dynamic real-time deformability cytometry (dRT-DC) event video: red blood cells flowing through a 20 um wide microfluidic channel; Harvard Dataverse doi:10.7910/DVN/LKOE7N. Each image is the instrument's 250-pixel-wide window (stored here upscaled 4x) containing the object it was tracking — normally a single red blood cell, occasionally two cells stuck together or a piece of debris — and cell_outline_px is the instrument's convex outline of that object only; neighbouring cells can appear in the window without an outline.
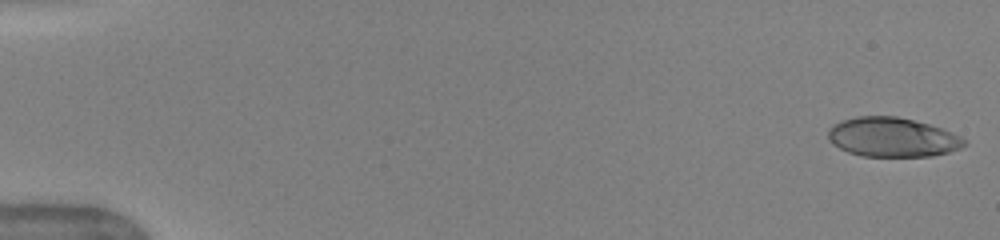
{"species": "human", "species_latin": "Homo sapiens", "temperature_condition": "warm", "stored_images_in_passage": 50, "camera_frame_rate_fps": 3000, "um_per_image_px": 0.085, "donor": {"sex": "female"}, "frame": {"image": 1, "passage_image": 1, "time_ms": 0.0, "image_size_px": [1000, 240], "cell_outline_px": [[968, 144], [960, 148], [948, 152], [932, 156], [860, 156], [848, 152], [832, 144], [828, 140], [828, 128], [832, 124], [856, 116], [896, 116], [928, 124], [952, 132], [960, 136]], "centroid_in_image_um": [75.82, 11.67], "position_along_channel_um": 9.2, "area_um2": 31.21}}
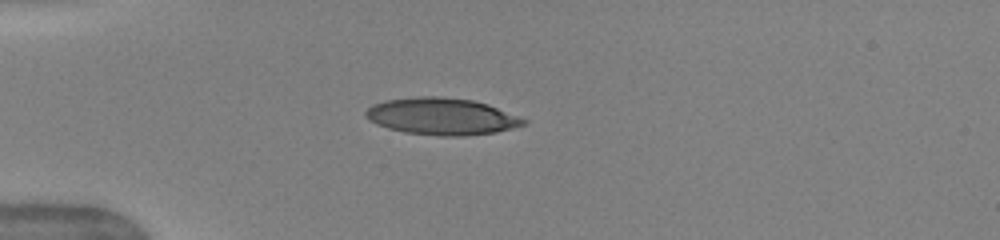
{"frame": {"image": 2, "passage_image": 14, "time_ms": 4.333, "image_size_px": [1000, 240], "cell_outline_px": [[528, 124], [496, 132], [464, 136], [440, 136], [404, 132], [388, 128], [376, 124], [368, 120], [364, 116], [364, 112], [372, 104], [384, 100], [416, 96], [440, 96], [472, 100], [488, 104], [528, 120]], "centroid_in_image_um": [37.52, 9.89], "position_along_channel_um": 47.5, "area_um2": 34.22}}
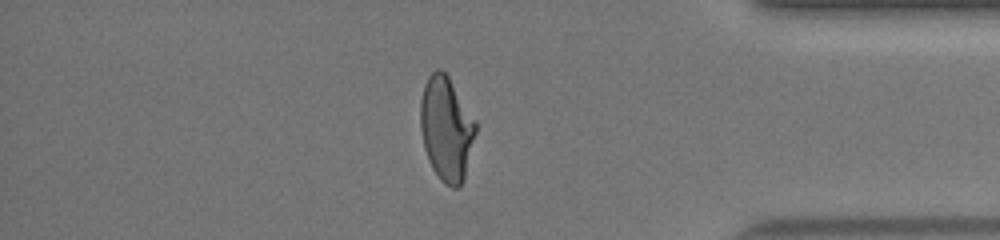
{"frame": {"image": 3, "passage_image": 43, "time_ms": 14.0, "image_size_px": [1000, 240], "cell_outline_px": [[476, 132], [464, 180], [460, 188], [452, 188], [444, 184], [440, 180], [432, 168], [428, 160], [424, 148], [420, 128], [420, 100], [424, 84], [428, 76], [436, 68], [440, 68], [448, 76], [476, 120]], "centroid_in_image_um": [37.93, 10.96], "position_along_channel_um": 397.3, "area_um2": 33.87}, "authors_computed_cell_mechanics": {"area_um2": 33.6396, "velocity_mm_per_s": 4.0794, "shape_relaxation_time_tau1_ms": 6.1086, "shape_relaxation_time_tau2_ms": 0.9394, "deformation_change_tau1": 0.2585, "deformation_change_tau2": 0.0859}}